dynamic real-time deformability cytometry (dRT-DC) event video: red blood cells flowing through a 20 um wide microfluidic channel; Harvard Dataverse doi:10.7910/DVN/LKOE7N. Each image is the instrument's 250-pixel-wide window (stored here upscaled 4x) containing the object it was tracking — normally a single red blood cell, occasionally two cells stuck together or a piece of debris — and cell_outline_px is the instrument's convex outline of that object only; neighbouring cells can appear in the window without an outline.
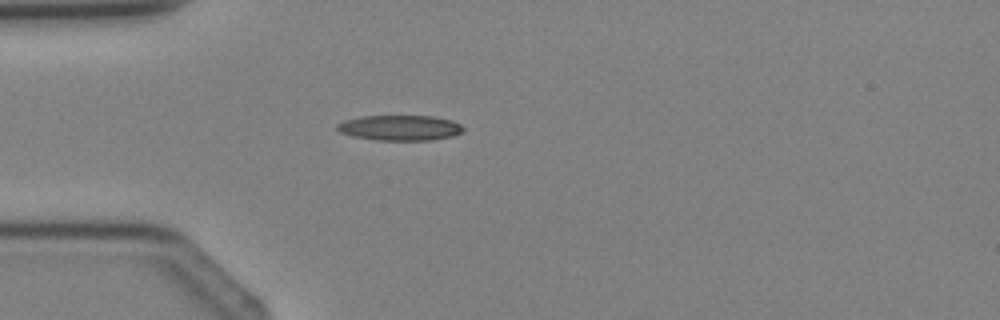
{"species": "Egyptian fruit bat (a non-hibernating species)", "species_latin": "Rousettus aegyptiacus", "temperature_condition": "cold", "stored_images_in_passage": 1, "camera_frame_rate_fps": 3000, "um_per_image_px": 0.085, "animal": {"sex": "female"}, "frame": {"image": 1, "passage_image": 1, "time_ms": 0.0, "image_size_px": [1000, 320], "cell_outline_px": [[464, 132], [452, 136], [432, 140], [376, 140], [352, 136], [340, 132], [336, 128], [336, 124], [344, 120], [360, 116], [432, 116], [452, 120], [460, 124], [464, 128]], "centroid_in_image_um": [33.99, 10.86], "position_along_channel_um": 51.0, "area_um2": 18.73}}